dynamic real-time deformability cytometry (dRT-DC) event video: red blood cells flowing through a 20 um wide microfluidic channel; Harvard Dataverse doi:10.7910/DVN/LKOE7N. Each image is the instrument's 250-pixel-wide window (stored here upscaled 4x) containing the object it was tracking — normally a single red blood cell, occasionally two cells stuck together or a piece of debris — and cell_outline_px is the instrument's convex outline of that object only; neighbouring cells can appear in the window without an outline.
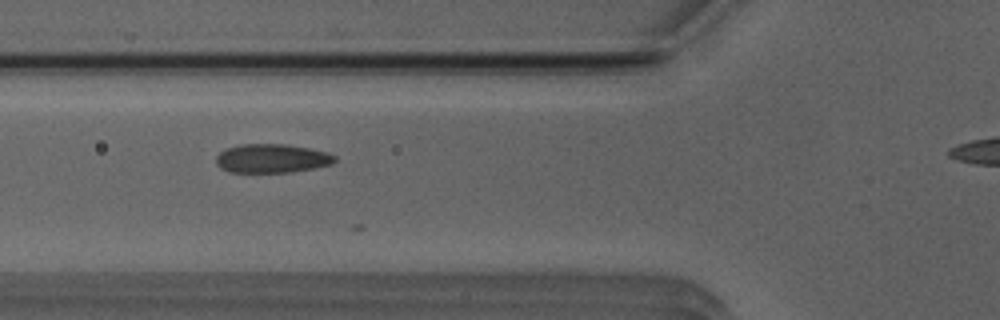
{"species": "Egyptian fruit bat (a non-hibernating species)", "species_latin": "Rousettus aegyptiacus", "temperature_condition": "room temperature", "stored_images_in_passage": 12, "camera_frame_rate_fps": 3000, "um_per_image_px": 0.085, "animal": {"sex": "male"}, "frame": {"image": 1, "passage_image": 8, "time_ms": 2.333, "image_size_px": [1000, 320], "cell_outline_px": [[336, 160], [332, 164], [312, 168], [288, 172], [228, 172], [220, 168], [216, 164], [216, 156], [224, 148], [240, 144], [284, 144], [308, 148], [328, 152], [336, 156]], "centroid_in_image_um": [23.07, 13.46], "position_along_channel_um": 102.7, "area_um2": 20.0}}